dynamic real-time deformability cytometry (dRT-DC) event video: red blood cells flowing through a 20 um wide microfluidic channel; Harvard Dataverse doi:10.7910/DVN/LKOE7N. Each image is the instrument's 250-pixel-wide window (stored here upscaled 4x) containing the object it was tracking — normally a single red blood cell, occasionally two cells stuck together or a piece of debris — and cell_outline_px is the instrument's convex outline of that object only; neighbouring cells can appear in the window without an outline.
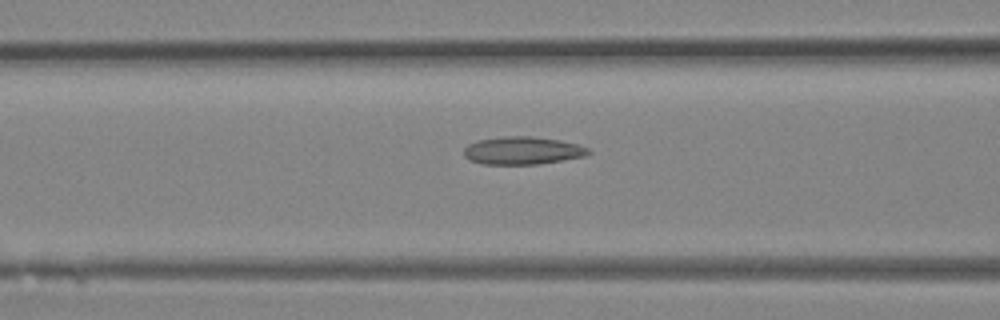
{"species": "Egyptian fruit bat (a non-hibernating species)", "species_latin": "Rousettus aegyptiacus", "temperature_condition": "room temperature", "stored_images_in_passage": 34, "camera_frame_rate_fps": 3000, "um_per_image_px": 0.085, "animal": {"sex": "female"}, "frame": {"image": 1, "passage_image": 14, "time_ms": 4.333, "image_size_px": [1000, 320], "cell_outline_px": [[592, 152], [584, 156], [536, 164], [480, 164], [468, 160], [464, 156], [464, 148], [468, 144], [476, 140], [504, 136], [532, 136], [560, 140], [576, 144], [588, 148]], "centroid_in_image_um": [44.35, 12.79], "position_along_channel_um": 122.2, "area_um2": 20.17}}
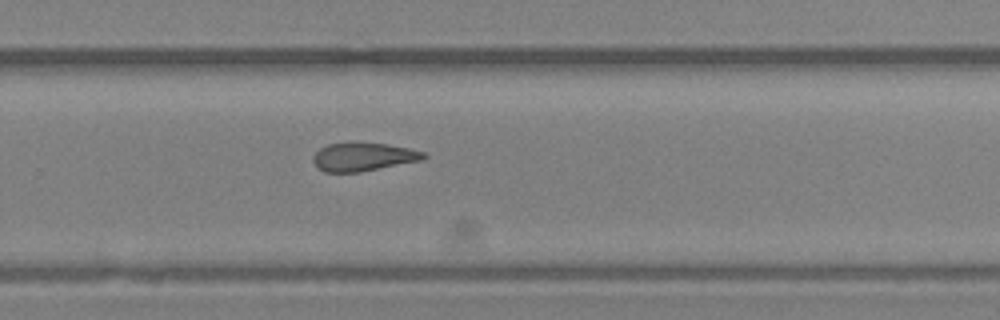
{"frame": {"image": 2, "passage_image": 23, "time_ms": 7.333, "image_size_px": [1000, 320], "cell_outline_px": [[428, 156], [424, 160], [360, 172], [324, 172], [316, 168], [312, 160], [312, 156], [320, 148], [328, 144], [356, 140], [388, 144], [408, 148], [424, 152]], "centroid_in_image_um": [30.86, 13.31], "position_along_channel_um": 298.9, "area_um2": 18.96}}
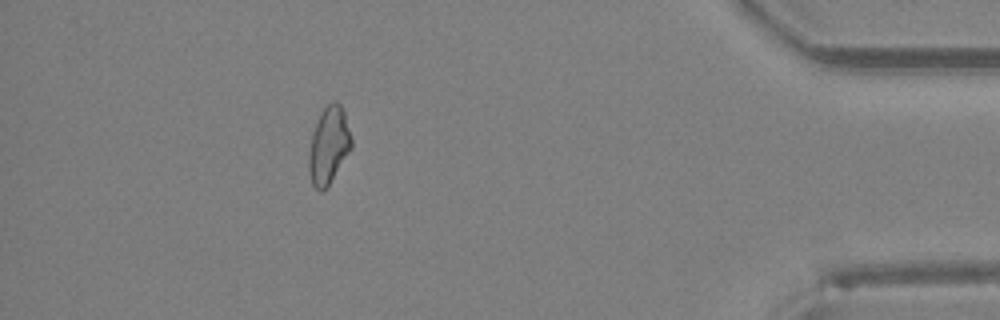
{"frame": {"image": 3, "passage_image": 31, "time_ms": 10.0, "image_size_px": [1000, 320], "cell_outline_px": [[352, 148], [324, 192], [320, 192], [312, 184], [308, 168], [308, 152], [312, 132], [324, 108], [332, 100], [336, 100], [340, 104], [344, 112], [352, 140]], "centroid_in_image_um": [27.93, 12.38], "position_along_channel_um": 407.3, "area_um2": 19.13}}